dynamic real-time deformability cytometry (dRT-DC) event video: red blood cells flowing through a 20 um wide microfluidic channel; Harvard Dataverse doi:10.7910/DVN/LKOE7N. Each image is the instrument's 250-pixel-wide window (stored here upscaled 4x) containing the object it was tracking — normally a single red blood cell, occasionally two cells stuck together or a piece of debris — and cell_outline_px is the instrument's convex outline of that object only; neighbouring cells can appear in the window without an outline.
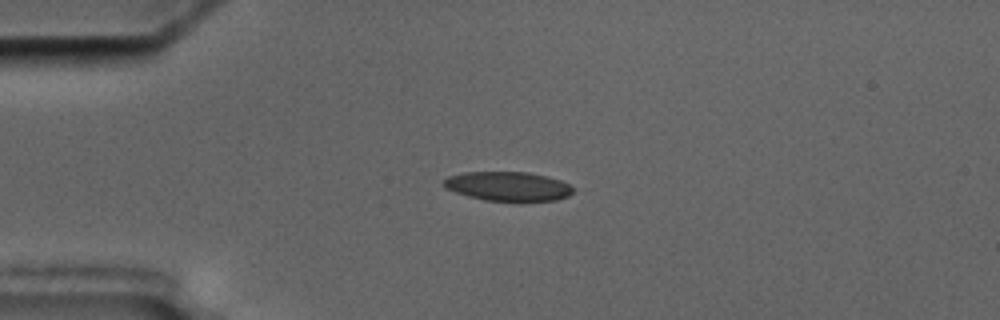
{"species": "common noctule bat (a hibernating species)", "species_latin": "Nyctalus noctula", "temperature_condition": "cold", "stored_images_in_passage": 4, "camera_frame_rate_fps": 3000, "um_per_image_px": 0.085, "animal": {"sex": "male", "body_mass_g": 17.5, "forearm_length_mm": 52.3}, "frame": {"image": 1, "passage_image": 3, "time_ms": 3.333, "image_size_px": [1000, 320], "cell_outline_px": [[572, 192], [568, 196], [556, 200], [484, 200], [468, 196], [456, 192], [448, 188], [444, 184], [444, 180], [448, 176], [464, 172], [528, 172], [548, 176], [560, 180], [568, 184], [572, 188]], "centroid_in_image_um": [43.19, 15.82], "position_along_channel_um": 41.8, "area_um2": 21.62}}